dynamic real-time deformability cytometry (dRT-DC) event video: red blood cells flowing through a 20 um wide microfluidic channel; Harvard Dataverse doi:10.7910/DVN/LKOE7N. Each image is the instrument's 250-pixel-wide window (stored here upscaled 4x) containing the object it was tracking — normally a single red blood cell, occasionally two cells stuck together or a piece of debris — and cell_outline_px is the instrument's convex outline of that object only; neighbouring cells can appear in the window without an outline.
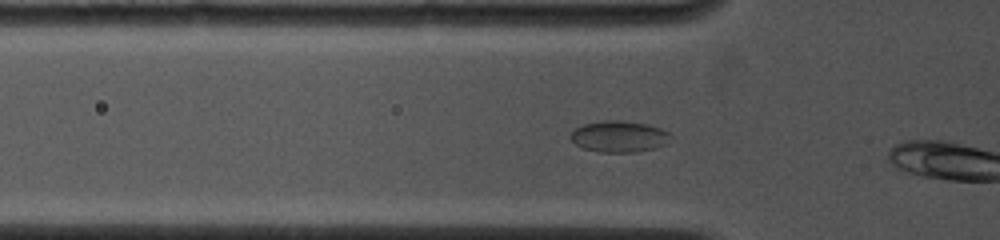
{"species": "common noctule bat (a hibernating species)", "species_latin": "Nyctalus noctula", "temperature_condition": "cold", "stored_images_in_passage": 4, "camera_frame_rate_fps": 4500, "um_per_image_px": 0.085, "animal": {"sex": "female", "body_mass_g": 19.0, "forearm_length_mm": 53.3}, "frame": {"image": 1, "passage_image": 3, "time_ms": 0.667, "image_size_px": [1000, 240], "cell_outline_px": [[672, 136], [668, 144], [656, 148], [636, 152], [600, 152], [584, 148], [576, 144], [568, 136], [576, 128], [584, 124], [604, 120], [620, 120], [648, 124], [660, 128], [668, 132]], "centroid_in_image_um": [52.66, 11.6], "position_along_channel_um": 73.1, "area_um2": 18.38}}